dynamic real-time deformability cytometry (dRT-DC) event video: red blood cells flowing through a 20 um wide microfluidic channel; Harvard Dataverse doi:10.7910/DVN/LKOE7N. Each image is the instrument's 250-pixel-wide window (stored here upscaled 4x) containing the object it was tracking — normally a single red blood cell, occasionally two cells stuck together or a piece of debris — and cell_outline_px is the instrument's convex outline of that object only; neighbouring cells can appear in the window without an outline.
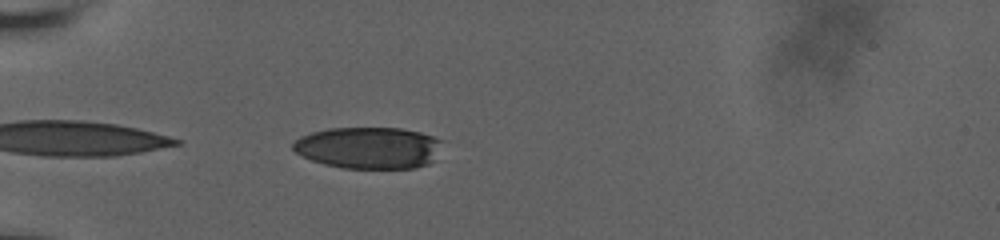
{"species": "human", "species_latin": "Homo sapiens", "temperature_condition": "room temperature", "stored_images_in_passage": 38, "camera_frame_rate_fps": 3000, "um_per_image_px": 0.085, "donor": {"sex": "male"}, "frame": {"image": 1, "passage_image": 1, "time_ms": 0.0, "image_size_px": [1000, 240], "cell_outline_px": [[440, 140], [432, 160], [428, 164], [416, 168], [344, 168], [324, 164], [312, 160], [296, 152], [292, 148], [292, 144], [300, 136], [312, 132], [328, 128], [400, 128], [420, 132], [432, 136]], "centroid_in_image_um": [31.28, 12.56], "position_along_channel_um": 53.7, "area_um2": 35.84}}
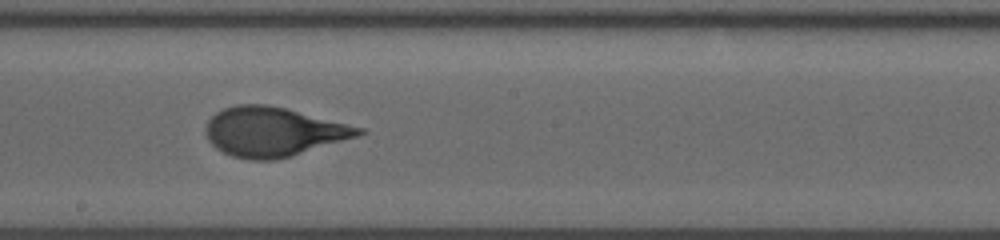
{"frame": {"image": 2, "passage_image": 17, "time_ms": 5.333, "image_size_px": [1000, 240], "cell_outline_px": [[368, 132], [356, 136], [276, 160], [248, 160], [232, 156], [216, 148], [208, 140], [204, 132], [204, 128], [208, 120], [216, 112], [224, 108], [236, 104], [268, 104], [364, 128]], "centroid_in_image_um": [23.16, 11.19], "position_along_channel_um": 225.0, "area_um2": 43.52}}
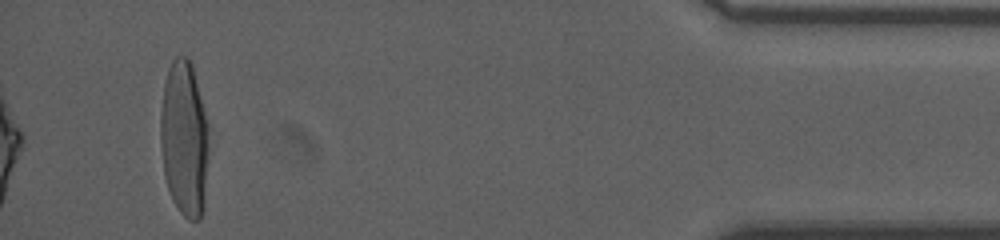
{"frame": {"image": 3, "passage_image": 38, "time_ms": 12.333, "image_size_px": [1000, 240], "cell_outline_px": [[208, 152], [204, 208], [200, 220], [188, 220], [180, 212], [172, 200], [164, 176], [160, 140], [160, 116], [164, 84], [168, 68], [172, 60], [176, 56], [184, 56], [192, 64], [208, 124]], "centroid_in_image_um": [15.66, 11.82], "position_along_channel_um": 419.5, "area_um2": 44.1}, "authors_computed_cell_mechanics": {"area_um2": 43.0899, "velocity_mm_per_s": 3.6368, "shape_relaxation_time_tau1_ms": 4.8986, "shape_relaxation_time_tau2_ms": null, "deformation_change_tau1": 0.217, "deformation_change_tau2": null}}